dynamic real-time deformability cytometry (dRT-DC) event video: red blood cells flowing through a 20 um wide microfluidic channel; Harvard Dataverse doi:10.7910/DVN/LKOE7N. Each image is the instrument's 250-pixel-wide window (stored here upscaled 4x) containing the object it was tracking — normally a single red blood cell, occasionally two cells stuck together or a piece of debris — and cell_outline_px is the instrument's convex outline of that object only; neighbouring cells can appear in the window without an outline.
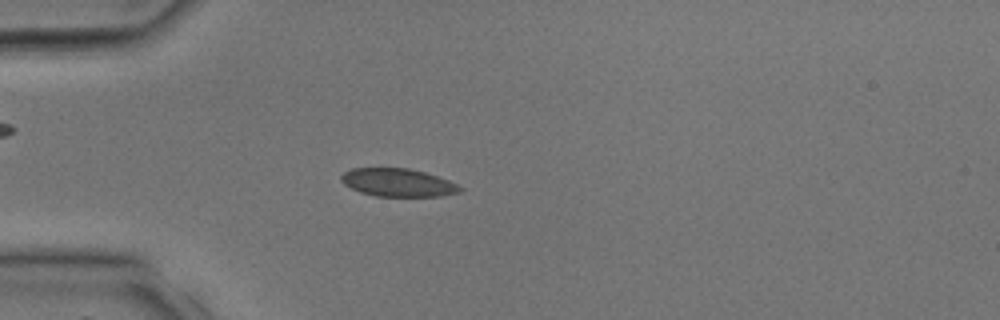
{"species": "common noctule bat (a hibernating species)", "species_latin": "Nyctalus noctula", "temperature_condition": "room temperature", "stored_images_in_passage": 12, "camera_frame_rate_fps": 3000, "um_per_image_px": 0.085, "animal": {"sex": "male", "body_mass_g": 17.9, "forearm_length_mm": 54.2}, "frame": {"image": 1, "passage_image": 9, "time_ms": 2.667, "image_size_px": [1000, 320], "cell_outline_px": [[464, 188], [460, 192], [440, 196], [376, 196], [360, 192], [344, 184], [340, 180], [340, 176], [344, 172], [352, 168], [408, 168], [424, 172], [448, 180]], "centroid_in_image_um": [33.8, 15.52], "position_along_channel_um": 51.2, "area_um2": 19.31}}